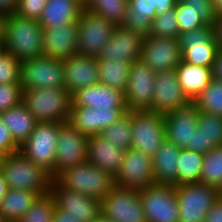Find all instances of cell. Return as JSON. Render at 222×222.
<instances>
[{"instance_id":"obj_1","label":"cell","mask_w":222,"mask_h":222,"mask_svg":"<svg viewBox=\"0 0 222 222\" xmlns=\"http://www.w3.org/2000/svg\"><path fill=\"white\" fill-rule=\"evenodd\" d=\"M5 52L20 62L43 55V28L38 20L17 14L3 18Z\"/></svg>"},{"instance_id":"obj_2","label":"cell","mask_w":222,"mask_h":222,"mask_svg":"<svg viewBox=\"0 0 222 222\" xmlns=\"http://www.w3.org/2000/svg\"><path fill=\"white\" fill-rule=\"evenodd\" d=\"M22 103L38 122L69 121L72 95L65 88H34L23 90Z\"/></svg>"},{"instance_id":"obj_3","label":"cell","mask_w":222,"mask_h":222,"mask_svg":"<svg viewBox=\"0 0 222 222\" xmlns=\"http://www.w3.org/2000/svg\"><path fill=\"white\" fill-rule=\"evenodd\" d=\"M1 174L8 188L31 190L39 195L51 191V174L27 159L20 151L5 156Z\"/></svg>"},{"instance_id":"obj_4","label":"cell","mask_w":222,"mask_h":222,"mask_svg":"<svg viewBox=\"0 0 222 222\" xmlns=\"http://www.w3.org/2000/svg\"><path fill=\"white\" fill-rule=\"evenodd\" d=\"M54 180L61 187L101 201L115 187L114 176L89 162L65 169Z\"/></svg>"},{"instance_id":"obj_5","label":"cell","mask_w":222,"mask_h":222,"mask_svg":"<svg viewBox=\"0 0 222 222\" xmlns=\"http://www.w3.org/2000/svg\"><path fill=\"white\" fill-rule=\"evenodd\" d=\"M132 148L153 158L166 140L164 115L144 111H130Z\"/></svg>"},{"instance_id":"obj_6","label":"cell","mask_w":222,"mask_h":222,"mask_svg":"<svg viewBox=\"0 0 222 222\" xmlns=\"http://www.w3.org/2000/svg\"><path fill=\"white\" fill-rule=\"evenodd\" d=\"M62 123L38 122L19 151L34 164L52 174L56 159L59 127Z\"/></svg>"},{"instance_id":"obj_7","label":"cell","mask_w":222,"mask_h":222,"mask_svg":"<svg viewBox=\"0 0 222 222\" xmlns=\"http://www.w3.org/2000/svg\"><path fill=\"white\" fill-rule=\"evenodd\" d=\"M179 222H204L218 198V189L201 182L175 186Z\"/></svg>"},{"instance_id":"obj_8","label":"cell","mask_w":222,"mask_h":222,"mask_svg":"<svg viewBox=\"0 0 222 222\" xmlns=\"http://www.w3.org/2000/svg\"><path fill=\"white\" fill-rule=\"evenodd\" d=\"M22 90L34 88H64V67L61 59L41 56L20 64Z\"/></svg>"},{"instance_id":"obj_9","label":"cell","mask_w":222,"mask_h":222,"mask_svg":"<svg viewBox=\"0 0 222 222\" xmlns=\"http://www.w3.org/2000/svg\"><path fill=\"white\" fill-rule=\"evenodd\" d=\"M78 22V54L98 58L116 25L85 8Z\"/></svg>"},{"instance_id":"obj_10","label":"cell","mask_w":222,"mask_h":222,"mask_svg":"<svg viewBox=\"0 0 222 222\" xmlns=\"http://www.w3.org/2000/svg\"><path fill=\"white\" fill-rule=\"evenodd\" d=\"M139 194L147 222H179L174 185L154 183Z\"/></svg>"},{"instance_id":"obj_11","label":"cell","mask_w":222,"mask_h":222,"mask_svg":"<svg viewBox=\"0 0 222 222\" xmlns=\"http://www.w3.org/2000/svg\"><path fill=\"white\" fill-rule=\"evenodd\" d=\"M88 138L89 136L81 133L69 122L61 124L54 172L51 174L53 179L65 169L87 162Z\"/></svg>"},{"instance_id":"obj_12","label":"cell","mask_w":222,"mask_h":222,"mask_svg":"<svg viewBox=\"0 0 222 222\" xmlns=\"http://www.w3.org/2000/svg\"><path fill=\"white\" fill-rule=\"evenodd\" d=\"M182 61L195 66L211 68L218 50L212 24L179 34Z\"/></svg>"},{"instance_id":"obj_13","label":"cell","mask_w":222,"mask_h":222,"mask_svg":"<svg viewBox=\"0 0 222 222\" xmlns=\"http://www.w3.org/2000/svg\"><path fill=\"white\" fill-rule=\"evenodd\" d=\"M101 210L113 222H147L138 190L115 186L101 201Z\"/></svg>"},{"instance_id":"obj_14","label":"cell","mask_w":222,"mask_h":222,"mask_svg":"<svg viewBox=\"0 0 222 222\" xmlns=\"http://www.w3.org/2000/svg\"><path fill=\"white\" fill-rule=\"evenodd\" d=\"M156 72L141 59L132 62L124 91L128 111L151 110Z\"/></svg>"},{"instance_id":"obj_15","label":"cell","mask_w":222,"mask_h":222,"mask_svg":"<svg viewBox=\"0 0 222 222\" xmlns=\"http://www.w3.org/2000/svg\"><path fill=\"white\" fill-rule=\"evenodd\" d=\"M152 158L134 148L125 152L119 173L114 177L115 186L123 189L142 190L155 183Z\"/></svg>"},{"instance_id":"obj_16","label":"cell","mask_w":222,"mask_h":222,"mask_svg":"<svg viewBox=\"0 0 222 222\" xmlns=\"http://www.w3.org/2000/svg\"><path fill=\"white\" fill-rule=\"evenodd\" d=\"M166 139L178 148L192 150V133L197 128L198 109L195 100H188L176 111L164 115Z\"/></svg>"},{"instance_id":"obj_17","label":"cell","mask_w":222,"mask_h":222,"mask_svg":"<svg viewBox=\"0 0 222 222\" xmlns=\"http://www.w3.org/2000/svg\"><path fill=\"white\" fill-rule=\"evenodd\" d=\"M182 59L178 38H144L141 60L155 72L176 69Z\"/></svg>"},{"instance_id":"obj_18","label":"cell","mask_w":222,"mask_h":222,"mask_svg":"<svg viewBox=\"0 0 222 222\" xmlns=\"http://www.w3.org/2000/svg\"><path fill=\"white\" fill-rule=\"evenodd\" d=\"M126 112L127 108L71 106L68 122L87 136L98 135Z\"/></svg>"},{"instance_id":"obj_19","label":"cell","mask_w":222,"mask_h":222,"mask_svg":"<svg viewBox=\"0 0 222 222\" xmlns=\"http://www.w3.org/2000/svg\"><path fill=\"white\" fill-rule=\"evenodd\" d=\"M50 192L54 196L56 205L80 222H91L102 214L101 200L61 187L54 179Z\"/></svg>"},{"instance_id":"obj_20","label":"cell","mask_w":222,"mask_h":222,"mask_svg":"<svg viewBox=\"0 0 222 222\" xmlns=\"http://www.w3.org/2000/svg\"><path fill=\"white\" fill-rule=\"evenodd\" d=\"M188 100L179 84L175 69L156 72L151 112L165 115L176 111L180 105Z\"/></svg>"},{"instance_id":"obj_21","label":"cell","mask_w":222,"mask_h":222,"mask_svg":"<svg viewBox=\"0 0 222 222\" xmlns=\"http://www.w3.org/2000/svg\"><path fill=\"white\" fill-rule=\"evenodd\" d=\"M78 55V22L43 29V56L65 59Z\"/></svg>"},{"instance_id":"obj_22","label":"cell","mask_w":222,"mask_h":222,"mask_svg":"<svg viewBox=\"0 0 222 222\" xmlns=\"http://www.w3.org/2000/svg\"><path fill=\"white\" fill-rule=\"evenodd\" d=\"M144 37L124 28L116 26L112 37L102 48L97 59L128 61L130 63L141 59Z\"/></svg>"},{"instance_id":"obj_23","label":"cell","mask_w":222,"mask_h":222,"mask_svg":"<svg viewBox=\"0 0 222 222\" xmlns=\"http://www.w3.org/2000/svg\"><path fill=\"white\" fill-rule=\"evenodd\" d=\"M64 88L72 95L78 89L99 83L98 59L75 55L62 59Z\"/></svg>"},{"instance_id":"obj_24","label":"cell","mask_w":222,"mask_h":222,"mask_svg":"<svg viewBox=\"0 0 222 222\" xmlns=\"http://www.w3.org/2000/svg\"><path fill=\"white\" fill-rule=\"evenodd\" d=\"M125 152L126 150L114 146L110 140L104 139L99 134L88 138L87 162L114 177L120 171Z\"/></svg>"},{"instance_id":"obj_25","label":"cell","mask_w":222,"mask_h":222,"mask_svg":"<svg viewBox=\"0 0 222 222\" xmlns=\"http://www.w3.org/2000/svg\"><path fill=\"white\" fill-rule=\"evenodd\" d=\"M72 106L127 108L125 94L101 83L78 89L72 94Z\"/></svg>"},{"instance_id":"obj_26","label":"cell","mask_w":222,"mask_h":222,"mask_svg":"<svg viewBox=\"0 0 222 222\" xmlns=\"http://www.w3.org/2000/svg\"><path fill=\"white\" fill-rule=\"evenodd\" d=\"M180 149L167 139L163 142L152 158L155 183L177 185V162Z\"/></svg>"},{"instance_id":"obj_27","label":"cell","mask_w":222,"mask_h":222,"mask_svg":"<svg viewBox=\"0 0 222 222\" xmlns=\"http://www.w3.org/2000/svg\"><path fill=\"white\" fill-rule=\"evenodd\" d=\"M156 5V0H128L122 26L144 38L149 37L151 22L156 16Z\"/></svg>"},{"instance_id":"obj_28","label":"cell","mask_w":222,"mask_h":222,"mask_svg":"<svg viewBox=\"0 0 222 222\" xmlns=\"http://www.w3.org/2000/svg\"><path fill=\"white\" fill-rule=\"evenodd\" d=\"M83 5L77 0H48L39 24L43 29L77 22Z\"/></svg>"},{"instance_id":"obj_29","label":"cell","mask_w":222,"mask_h":222,"mask_svg":"<svg viewBox=\"0 0 222 222\" xmlns=\"http://www.w3.org/2000/svg\"><path fill=\"white\" fill-rule=\"evenodd\" d=\"M38 196L35 191L8 188L0 202V222H18Z\"/></svg>"},{"instance_id":"obj_30","label":"cell","mask_w":222,"mask_h":222,"mask_svg":"<svg viewBox=\"0 0 222 222\" xmlns=\"http://www.w3.org/2000/svg\"><path fill=\"white\" fill-rule=\"evenodd\" d=\"M0 115L3 123L9 128L12 139L19 147L29 138L38 123L22 102Z\"/></svg>"},{"instance_id":"obj_31","label":"cell","mask_w":222,"mask_h":222,"mask_svg":"<svg viewBox=\"0 0 222 222\" xmlns=\"http://www.w3.org/2000/svg\"><path fill=\"white\" fill-rule=\"evenodd\" d=\"M179 84L189 100H194L211 82V69L195 66L182 60L175 69Z\"/></svg>"},{"instance_id":"obj_32","label":"cell","mask_w":222,"mask_h":222,"mask_svg":"<svg viewBox=\"0 0 222 222\" xmlns=\"http://www.w3.org/2000/svg\"><path fill=\"white\" fill-rule=\"evenodd\" d=\"M131 64L128 61L98 59L99 83L124 92Z\"/></svg>"},{"instance_id":"obj_33","label":"cell","mask_w":222,"mask_h":222,"mask_svg":"<svg viewBox=\"0 0 222 222\" xmlns=\"http://www.w3.org/2000/svg\"><path fill=\"white\" fill-rule=\"evenodd\" d=\"M204 154L180 149L177 162V185L200 182Z\"/></svg>"},{"instance_id":"obj_34","label":"cell","mask_w":222,"mask_h":222,"mask_svg":"<svg viewBox=\"0 0 222 222\" xmlns=\"http://www.w3.org/2000/svg\"><path fill=\"white\" fill-rule=\"evenodd\" d=\"M127 6L128 0H88L83 8L119 26L124 22Z\"/></svg>"},{"instance_id":"obj_35","label":"cell","mask_w":222,"mask_h":222,"mask_svg":"<svg viewBox=\"0 0 222 222\" xmlns=\"http://www.w3.org/2000/svg\"><path fill=\"white\" fill-rule=\"evenodd\" d=\"M99 135L104 139L110 140L114 146L124 150L132 148L130 111L126 112L116 122L103 129Z\"/></svg>"},{"instance_id":"obj_36","label":"cell","mask_w":222,"mask_h":222,"mask_svg":"<svg viewBox=\"0 0 222 222\" xmlns=\"http://www.w3.org/2000/svg\"><path fill=\"white\" fill-rule=\"evenodd\" d=\"M200 182L219 188L222 184V145L204 154Z\"/></svg>"},{"instance_id":"obj_37","label":"cell","mask_w":222,"mask_h":222,"mask_svg":"<svg viewBox=\"0 0 222 222\" xmlns=\"http://www.w3.org/2000/svg\"><path fill=\"white\" fill-rule=\"evenodd\" d=\"M198 111L222 117V82H211L194 99Z\"/></svg>"},{"instance_id":"obj_38","label":"cell","mask_w":222,"mask_h":222,"mask_svg":"<svg viewBox=\"0 0 222 222\" xmlns=\"http://www.w3.org/2000/svg\"><path fill=\"white\" fill-rule=\"evenodd\" d=\"M56 201L51 192L39 195L18 222H52Z\"/></svg>"},{"instance_id":"obj_39","label":"cell","mask_w":222,"mask_h":222,"mask_svg":"<svg viewBox=\"0 0 222 222\" xmlns=\"http://www.w3.org/2000/svg\"><path fill=\"white\" fill-rule=\"evenodd\" d=\"M179 34L180 30L175 9L165 11L160 16H155L151 22L150 36L179 38Z\"/></svg>"},{"instance_id":"obj_40","label":"cell","mask_w":222,"mask_h":222,"mask_svg":"<svg viewBox=\"0 0 222 222\" xmlns=\"http://www.w3.org/2000/svg\"><path fill=\"white\" fill-rule=\"evenodd\" d=\"M197 128L202 130L208 141L222 145V117L198 111Z\"/></svg>"},{"instance_id":"obj_41","label":"cell","mask_w":222,"mask_h":222,"mask_svg":"<svg viewBox=\"0 0 222 222\" xmlns=\"http://www.w3.org/2000/svg\"><path fill=\"white\" fill-rule=\"evenodd\" d=\"M175 12L177 15L180 33H184L192 29H198L206 25L196 12L189 9V6L182 4L179 0L177 1Z\"/></svg>"},{"instance_id":"obj_42","label":"cell","mask_w":222,"mask_h":222,"mask_svg":"<svg viewBox=\"0 0 222 222\" xmlns=\"http://www.w3.org/2000/svg\"><path fill=\"white\" fill-rule=\"evenodd\" d=\"M20 83L0 84V114L22 102Z\"/></svg>"},{"instance_id":"obj_43","label":"cell","mask_w":222,"mask_h":222,"mask_svg":"<svg viewBox=\"0 0 222 222\" xmlns=\"http://www.w3.org/2000/svg\"><path fill=\"white\" fill-rule=\"evenodd\" d=\"M20 64L19 60L5 53L0 58V84L20 83Z\"/></svg>"},{"instance_id":"obj_44","label":"cell","mask_w":222,"mask_h":222,"mask_svg":"<svg viewBox=\"0 0 222 222\" xmlns=\"http://www.w3.org/2000/svg\"><path fill=\"white\" fill-rule=\"evenodd\" d=\"M48 0H18L16 12L20 17L38 20Z\"/></svg>"},{"instance_id":"obj_45","label":"cell","mask_w":222,"mask_h":222,"mask_svg":"<svg viewBox=\"0 0 222 222\" xmlns=\"http://www.w3.org/2000/svg\"><path fill=\"white\" fill-rule=\"evenodd\" d=\"M182 4L189 6V9L196 12L206 23L212 24L216 18L213 8V0H179Z\"/></svg>"},{"instance_id":"obj_46","label":"cell","mask_w":222,"mask_h":222,"mask_svg":"<svg viewBox=\"0 0 222 222\" xmlns=\"http://www.w3.org/2000/svg\"><path fill=\"white\" fill-rule=\"evenodd\" d=\"M0 151L5 155L16 153L19 151V146L12 139L9 128L3 123L0 115Z\"/></svg>"},{"instance_id":"obj_47","label":"cell","mask_w":222,"mask_h":222,"mask_svg":"<svg viewBox=\"0 0 222 222\" xmlns=\"http://www.w3.org/2000/svg\"><path fill=\"white\" fill-rule=\"evenodd\" d=\"M216 145L212 141H208L202 130L196 128L192 133V151L202 154L208 153L214 149Z\"/></svg>"},{"instance_id":"obj_48","label":"cell","mask_w":222,"mask_h":222,"mask_svg":"<svg viewBox=\"0 0 222 222\" xmlns=\"http://www.w3.org/2000/svg\"><path fill=\"white\" fill-rule=\"evenodd\" d=\"M204 222H222V199L218 197L213 202Z\"/></svg>"},{"instance_id":"obj_49","label":"cell","mask_w":222,"mask_h":222,"mask_svg":"<svg viewBox=\"0 0 222 222\" xmlns=\"http://www.w3.org/2000/svg\"><path fill=\"white\" fill-rule=\"evenodd\" d=\"M211 77L213 80L222 82V49L218 48L211 65Z\"/></svg>"},{"instance_id":"obj_50","label":"cell","mask_w":222,"mask_h":222,"mask_svg":"<svg viewBox=\"0 0 222 222\" xmlns=\"http://www.w3.org/2000/svg\"><path fill=\"white\" fill-rule=\"evenodd\" d=\"M18 0H0V15L4 18L15 14Z\"/></svg>"},{"instance_id":"obj_51","label":"cell","mask_w":222,"mask_h":222,"mask_svg":"<svg viewBox=\"0 0 222 222\" xmlns=\"http://www.w3.org/2000/svg\"><path fill=\"white\" fill-rule=\"evenodd\" d=\"M52 222H80L79 219L75 218L68 212L60 209L57 205L55 206V210L53 213Z\"/></svg>"},{"instance_id":"obj_52","label":"cell","mask_w":222,"mask_h":222,"mask_svg":"<svg viewBox=\"0 0 222 222\" xmlns=\"http://www.w3.org/2000/svg\"><path fill=\"white\" fill-rule=\"evenodd\" d=\"M212 28L217 47L222 49V16H216L212 23Z\"/></svg>"},{"instance_id":"obj_53","label":"cell","mask_w":222,"mask_h":222,"mask_svg":"<svg viewBox=\"0 0 222 222\" xmlns=\"http://www.w3.org/2000/svg\"><path fill=\"white\" fill-rule=\"evenodd\" d=\"M157 5H156V16H160L162 13L168 10H173L176 7L177 1L178 0H156Z\"/></svg>"},{"instance_id":"obj_54","label":"cell","mask_w":222,"mask_h":222,"mask_svg":"<svg viewBox=\"0 0 222 222\" xmlns=\"http://www.w3.org/2000/svg\"><path fill=\"white\" fill-rule=\"evenodd\" d=\"M8 191V185L3 175L0 173V202Z\"/></svg>"},{"instance_id":"obj_55","label":"cell","mask_w":222,"mask_h":222,"mask_svg":"<svg viewBox=\"0 0 222 222\" xmlns=\"http://www.w3.org/2000/svg\"><path fill=\"white\" fill-rule=\"evenodd\" d=\"M213 8L216 16H222V0H213Z\"/></svg>"},{"instance_id":"obj_56","label":"cell","mask_w":222,"mask_h":222,"mask_svg":"<svg viewBox=\"0 0 222 222\" xmlns=\"http://www.w3.org/2000/svg\"><path fill=\"white\" fill-rule=\"evenodd\" d=\"M91 222H113L109 219H107L106 217H104L102 214L97 218L92 220Z\"/></svg>"},{"instance_id":"obj_57","label":"cell","mask_w":222,"mask_h":222,"mask_svg":"<svg viewBox=\"0 0 222 222\" xmlns=\"http://www.w3.org/2000/svg\"><path fill=\"white\" fill-rule=\"evenodd\" d=\"M5 49H4V42H3V37H0V57H2L5 54Z\"/></svg>"},{"instance_id":"obj_58","label":"cell","mask_w":222,"mask_h":222,"mask_svg":"<svg viewBox=\"0 0 222 222\" xmlns=\"http://www.w3.org/2000/svg\"><path fill=\"white\" fill-rule=\"evenodd\" d=\"M5 156L6 155L0 151V173H1V169H2V165H3V161H4Z\"/></svg>"},{"instance_id":"obj_59","label":"cell","mask_w":222,"mask_h":222,"mask_svg":"<svg viewBox=\"0 0 222 222\" xmlns=\"http://www.w3.org/2000/svg\"><path fill=\"white\" fill-rule=\"evenodd\" d=\"M2 28H3V17L0 15V37L2 36Z\"/></svg>"},{"instance_id":"obj_60","label":"cell","mask_w":222,"mask_h":222,"mask_svg":"<svg viewBox=\"0 0 222 222\" xmlns=\"http://www.w3.org/2000/svg\"><path fill=\"white\" fill-rule=\"evenodd\" d=\"M218 197H219L220 199H222V184H221V186L218 188Z\"/></svg>"},{"instance_id":"obj_61","label":"cell","mask_w":222,"mask_h":222,"mask_svg":"<svg viewBox=\"0 0 222 222\" xmlns=\"http://www.w3.org/2000/svg\"><path fill=\"white\" fill-rule=\"evenodd\" d=\"M77 1L84 6L87 3L88 0H77Z\"/></svg>"}]
</instances>
